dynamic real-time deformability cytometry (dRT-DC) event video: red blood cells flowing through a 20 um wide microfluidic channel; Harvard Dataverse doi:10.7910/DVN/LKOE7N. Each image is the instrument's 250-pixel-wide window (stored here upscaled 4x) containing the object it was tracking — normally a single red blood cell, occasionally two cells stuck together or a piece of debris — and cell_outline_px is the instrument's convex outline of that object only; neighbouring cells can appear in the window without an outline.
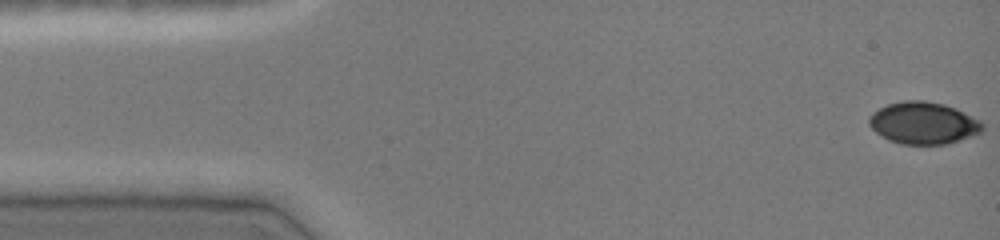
{"species": "common noctule bat (a hibernating species)", "species_latin": "Nyctalus noctula", "temperature_condition": "cold", "stored_images_in_passage": 47, "camera_frame_rate_fps": 3000, "um_per_image_px": 0.085, "animal": {"sex": "female", "body_mass_g": 19.0, "forearm_length_mm": 51.5}, "frame": {"image": 1, "passage_image": 1, "time_ms": 0.0, "image_size_px": [1000, 240], "cell_outline_px": [[984, 128], [980, 132], [960, 140], [948, 144], [900, 144], [888, 140], [876, 132], [868, 124], [868, 116], [872, 112], [888, 104], [904, 100], [924, 100], [944, 104], [956, 108], [980, 120], [984, 124]], "centroid_in_image_um": [78.48, 10.45], "position_along_channel_um": 6.5, "area_um2": 27.92}}
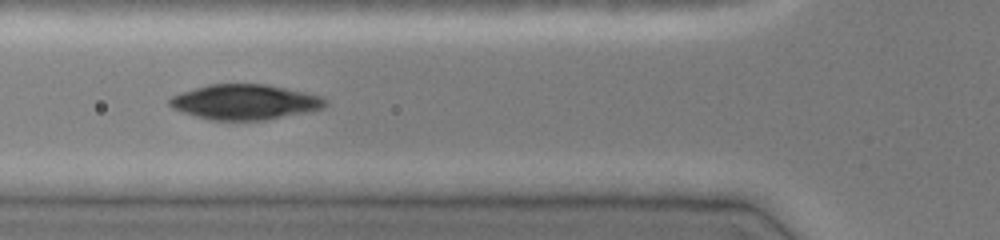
{"frame": {"image": 2, "passage_image": 17, "time_ms": 5.333, "image_size_px": [1000, 240], "cell_outline_px": [[328, 104], [324, 108], [264, 120], [212, 120], [196, 116], [172, 108], [168, 104], [168, 100], [172, 96], [180, 92], [208, 84], [264, 84], [308, 92], [324, 96], [328, 100]], "centroid_in_image_um": [20.84, 8.66], "position_along_channel_um": 105.0, "area_um2": 31.96}}
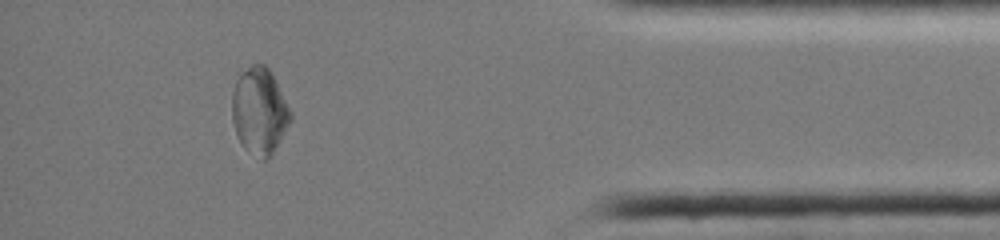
{"frame": {"image": 3, "passage_image": 42, "time_ms": 13.667, "image_size_px": [1000, 240], "cell_outline_px": [[292, 120], [268, 160], [260, 160], [244, 148], [236, 136], [232, 120], [232, 92], [236, 72], [252, 64], [264, 64], [272, 72], [292, 112]], "centroid_in_image_um": [22.03, 9.4], "position_along_channel_um": 413.2, "area_um2": 30.23}}